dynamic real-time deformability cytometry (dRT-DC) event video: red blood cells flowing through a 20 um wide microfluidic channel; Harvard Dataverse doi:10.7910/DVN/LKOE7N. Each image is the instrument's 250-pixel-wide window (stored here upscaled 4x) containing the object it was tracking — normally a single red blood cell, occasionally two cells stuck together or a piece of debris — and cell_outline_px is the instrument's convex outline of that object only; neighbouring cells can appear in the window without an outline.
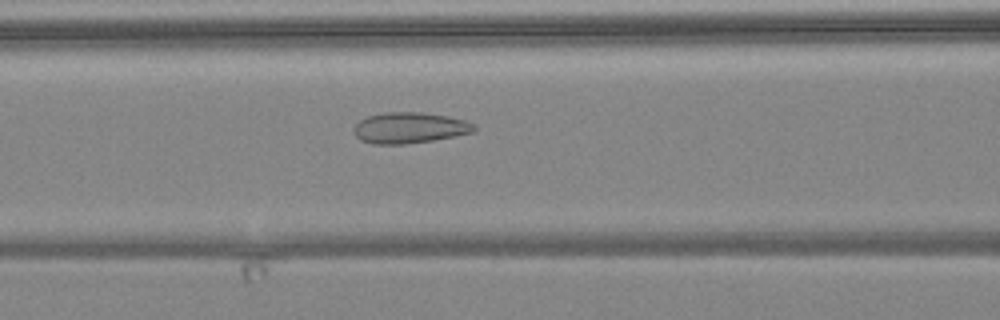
{"species": "common noctule bat (a hibernating species)", "species_latin": "Nyctalus noctula", "temperature_condition": "warm", "stored_images_in_passage": 5, "camera_frame_rate_fps": 3000, "um_per_image_px": 0.085, "animal": {"sex": "female", "body_mass_g": 24.6, "forearm_length_mm": 56.2}, "frame": {"image": 1, "passage_image": 5, "time_ms": 5.333, "image_size_px": [1000, 320], "cell_outline_px": [[476, 128], [472, 132], [432, 140], [404, 144], [372, 144], [360, 140], [356, 136], [352, 128], [360, 120], [368, 116], [384, 112], [420, 112], [448, 116], [464, 120], [472, 124]], "centroid_in_image_um": [34.75, 10.86], "position_along_channel_um": 131.9, "area_um2": 21.5}}